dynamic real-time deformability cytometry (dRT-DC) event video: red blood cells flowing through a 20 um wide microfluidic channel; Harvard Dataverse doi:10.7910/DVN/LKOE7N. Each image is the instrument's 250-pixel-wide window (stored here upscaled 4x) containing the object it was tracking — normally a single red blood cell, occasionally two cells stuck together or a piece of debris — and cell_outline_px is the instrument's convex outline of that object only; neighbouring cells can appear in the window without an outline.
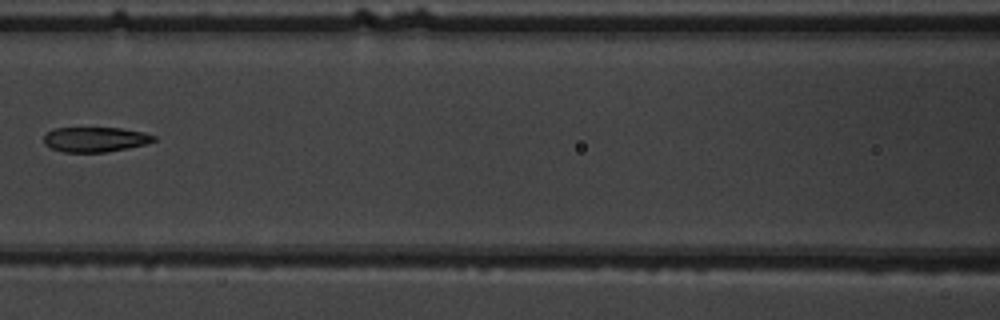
{"species": "common noctule bat (a hibernating species)", "species_latin": "Nyctalus noctula", "temperature_condition": "warm", "stored_images_in_passage": 7, "camera_frame_rate_fps": 3000, "um_per_image_px": 0.085, "animal": {"sex": "male", "body_mass_g": 19.5, "forearm_length_mm": 54.6}, "frame": {"image": 1, "passage_image": 6, "time_ms": 6.0, "image_size_px": [1000, 320], "cell_outline_px": [[156, 140], [144, 144], [128, 148], [104, 152], [64, 152], [52, 148], [44, 144], [44, 136], [52, 128], [120, 128], [144, 132], [156, 136]], "centroid_in_image_um": [8.09, 11.84], "position_along_channel_um": 158.5, "area_um2": 15.9}}
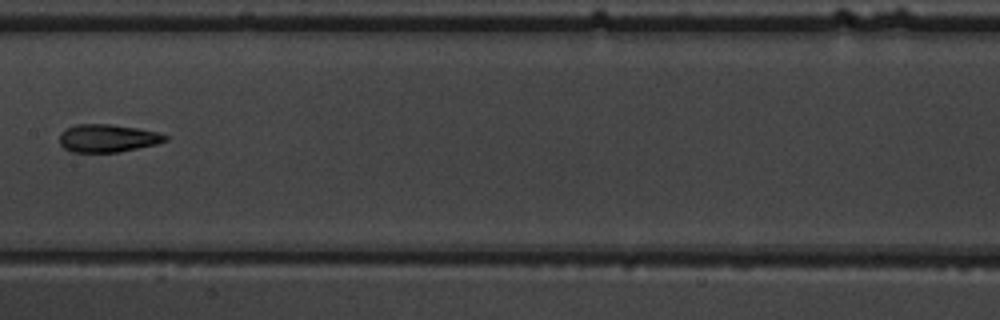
{"frame": {"image": 2, "passage_image": 7, "time_ms": 7.0, "image_size_px": [1000, 320], "cell_outline_px": [[168, 140], [156, 144], [120, 152], [72, 152], [64, 148], [60, 144], [60, 132], [64, 128], [76, 124], [108, 124], [136, 128], [156, 132], [168, 136]], "centroid_in_image_um": [9.11, 11.75], "position_along_channel_um": 198.3, "area_um2": 17.17}}